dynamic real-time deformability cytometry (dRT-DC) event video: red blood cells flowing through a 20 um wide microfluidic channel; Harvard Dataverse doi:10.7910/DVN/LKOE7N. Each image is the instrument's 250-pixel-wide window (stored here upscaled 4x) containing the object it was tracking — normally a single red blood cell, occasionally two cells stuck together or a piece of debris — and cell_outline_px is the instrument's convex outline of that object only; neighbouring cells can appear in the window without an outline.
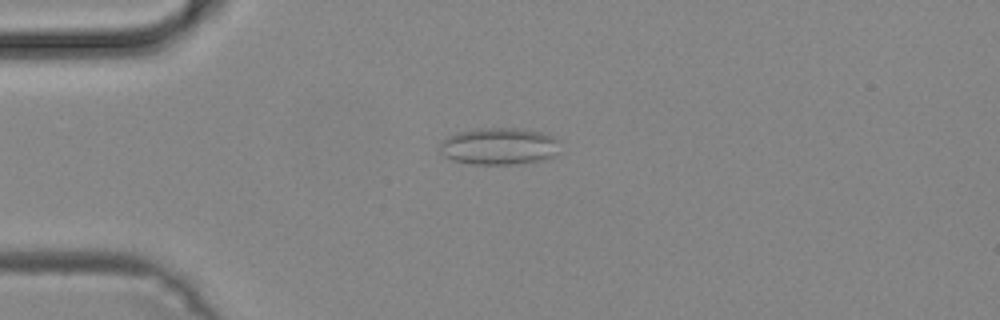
{"species": "common noctule bat (a hibernating species)", "species_latin": "Nyctalus noctula", "temperature_condition": "cold", "stored_images_in_passage": 44, "camera_frame_rate_fps": 3000, "um_per_image_px": 0.085, "animal": {"sex": "male", "body_mass_g": 19.2, "forearm_length_mm": 51.8}, "frame": {"image": 1, "passage_image": 7, "time_ms": 2.0, "image_size_px": [1000, 320], "cell_outline_px": [[560, 152], [556, 156], [544, 160], [516, 164], [472, 164], [452, 160], [444, 156], [440, 152], [440, 144], [448, 136], [456, 132], [476, 128], [516, 128], [540, 132], [556, 136], [560, 140]], "centroid_in_image_um": [42.48, 12.43], "position_along_channel_um": 42.5, "area_um2": 26.41}}
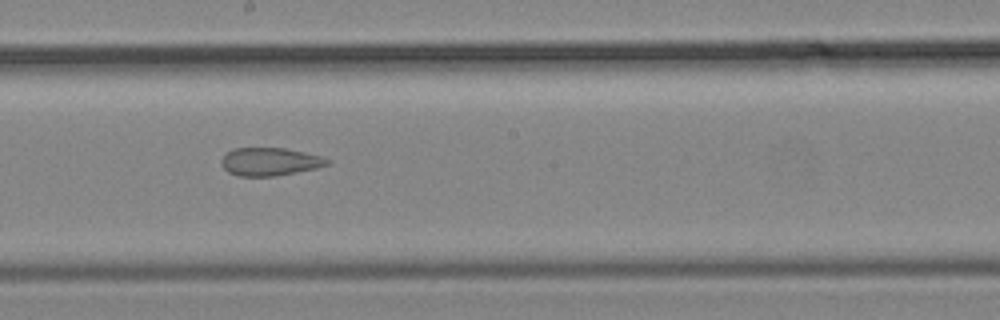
{"frame": {"image": 2, "passage_image": 22, "time_ms": 7.0, "image_size_px": [1000, 320], "cell_outline_px": [[332, 160], [328, 164], [316, 168], [276, 176], [240, 176], [228, 172], [224, 168], [220, 160], [232, 148], [284, 148], [304, 152], [320, 156]], "centroid_in_image_um": [22.93, 13.74], "position_along_channel_um": 225.3, "area_um2": 17.17}}
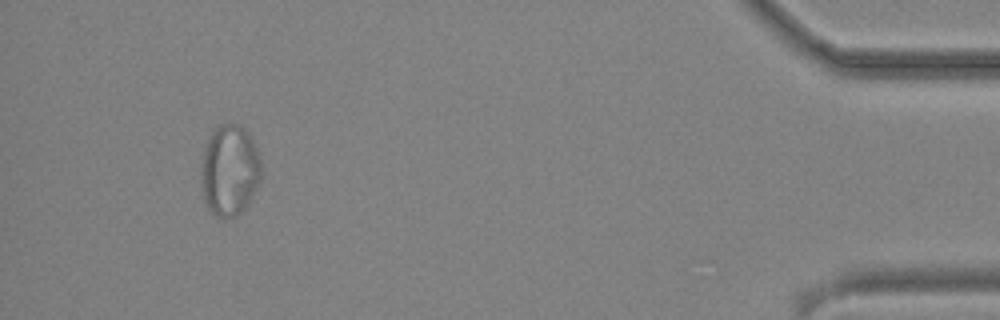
{"frame": {"image": 3, "passage_image": 41, "time_ms": 13.333, "image_size_px": [1000, 320], "cell_outline_px": [[260, 184], [248, 204], [236, 216], [220, 220], [208, 208], [204, 200], [200, 180], [200, 164], [204, 148], [212, 132], [220, 124], [240, 124], [248, 132], [260, 156]], "centroid_in_image_um": [19.5, 14.5], "position_along_channel_um": 415.7, "area_um2": 32.37}}